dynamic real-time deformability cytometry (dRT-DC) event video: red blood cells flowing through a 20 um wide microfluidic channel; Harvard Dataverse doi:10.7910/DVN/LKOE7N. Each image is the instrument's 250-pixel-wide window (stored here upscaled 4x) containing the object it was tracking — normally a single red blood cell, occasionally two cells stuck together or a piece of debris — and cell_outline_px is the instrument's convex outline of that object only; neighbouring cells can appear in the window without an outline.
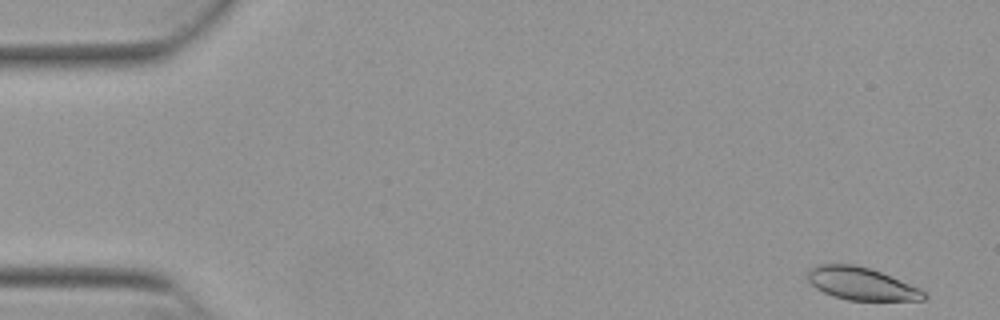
{"species": "Egyptian fruit bat (a non-hibernating species)", "species_latin": "Rousettus aegyptiacus", "temperature_condition": "warm", "stored_images_in_passage": 52, "camera_frame_rate_fps": 3000, "um_per_image_px": 0.085, "animal": {"sex": "female"}, "frame": {"image": 1, "passage_image": 1, "time_ms": 0.0, "image_size_px": [1000, 320], "cell_outline_px": [[928, 296], [924, 300], [848, 300], [832, 296], [816, 288], [808, 280], [808, 268], [820, 264], [852, 264], [868, 268], [880, 272], [920, 288]], "centroid_in_image_um": [73.2, 24.12], "position_along_channel_um": 11.8, "area_um2": 21.91}}
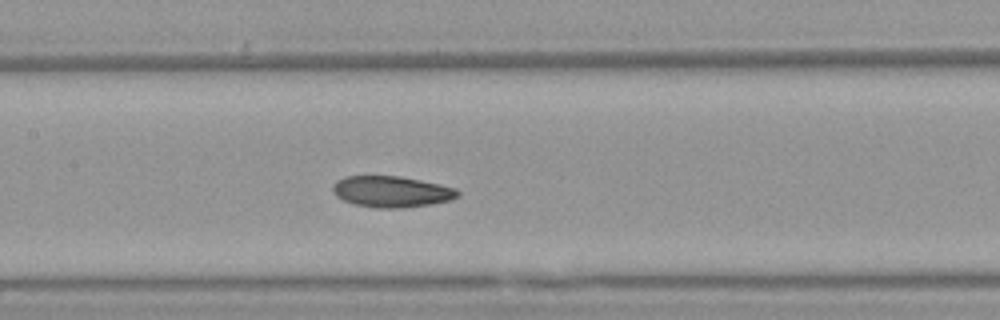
{"frame": {"image": 2, "passage_image": 24, "time_ms": 7.667, "image_size_px": [1000, 320], "cell_outline_px": [[460, 192], [452, 200], [432, 204], [400, 208], [376, 208], [352, 204], [336, 196], [332, 192], [332, 188], [336, 180], [344, 176], [400, 176], [420, 180], [456, 188]], "centroid_in_image_um": [33.25, 16.29], "position_along_channel_um": 174.2, "area_um2": 22.77}}
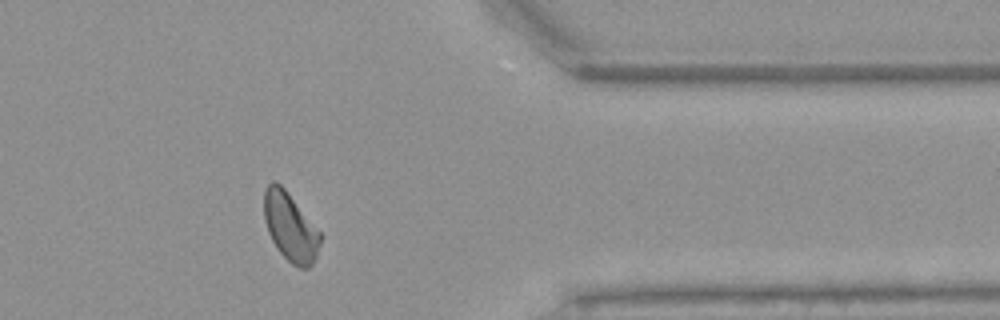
{"frame": {"image": 3, "passage_image": 42, "time_ms": 13.667, "image_size_px": [1000, 320], "cell_outline_px": [[320, 244], [316, 256], [312, 264], [308, 268], [300, 268], [292, 264], [276, 248], [268, 232], [264, 220], [264, 188], [272, 180], [276, 180], [284, 188], [320, 232]], "centroid_in_image_um": [24.64, 19.28], "position_along_channel_um": 386.8, "area_um2": 22.2}, "authors_computed_cell_mechanics": {"area_um2": 22.5131, "velocity_mm_per_s": 3.8384, "shape_relaxation_time_tau1_ms": 8.0501, "shape_relaxation_time_tau2_ms": 3.1541, "deformation_change_tau1": 0.1648, "deformation_change_tau2": 0.0892}}